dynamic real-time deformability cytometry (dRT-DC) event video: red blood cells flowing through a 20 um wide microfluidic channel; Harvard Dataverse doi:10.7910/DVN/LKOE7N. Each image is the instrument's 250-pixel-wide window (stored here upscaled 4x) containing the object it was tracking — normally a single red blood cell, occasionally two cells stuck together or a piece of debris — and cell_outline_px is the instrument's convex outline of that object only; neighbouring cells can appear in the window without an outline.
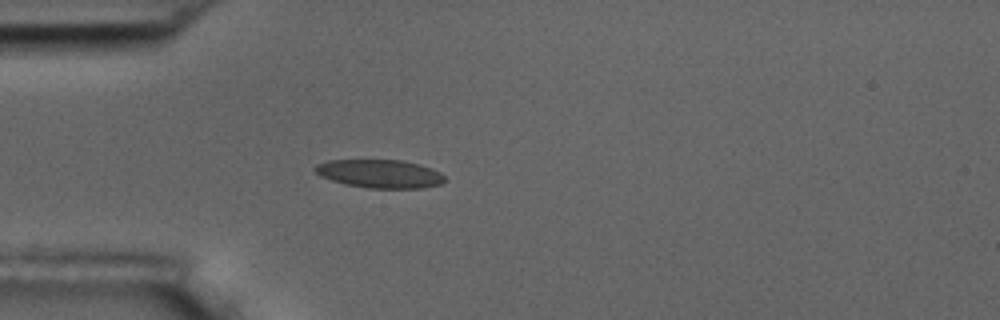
{"species": "common noctule bat (a hibernating species)", "species_latin": "Nyctalus noctula", "temperature_condition": "room temperature", "stored_images_in_passage": 4, "camera_frame_rate_fps": 3000, "um_per_image_px": 0.085, "animal": {"sex": "male", "body_mass_g": 17.5, "forearm_length_mm": 52.3}, "frame": {"image": 1, "passage_image": 4, "time_ms": 4.333, "image_size_px": [1000, 320], "cell_outline_px": [[444, 180], [440, 184], [424, 188], [368, 188], [344, 184], [320, 176], [312, 168], [316, 164], [328, 160], [400, 160], [432, 168], [440, 172], [444, 176]], "centroid_in_image_um": [32.25, 14.77], "position_along_channel_um": 52.7, "area_um2": 21.39}}